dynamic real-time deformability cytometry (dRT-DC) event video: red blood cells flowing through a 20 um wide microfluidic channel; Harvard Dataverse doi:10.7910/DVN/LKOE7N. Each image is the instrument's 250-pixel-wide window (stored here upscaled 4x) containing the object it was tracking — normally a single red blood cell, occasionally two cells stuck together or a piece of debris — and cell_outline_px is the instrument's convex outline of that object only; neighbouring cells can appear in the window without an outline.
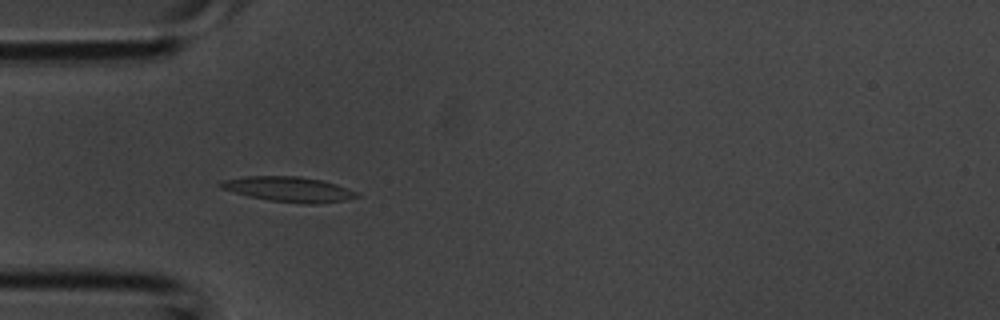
{"species": "common noctule bat (a hibernating species)", "species_latin": "Nyctalus noctula", "temperature_condition": "room temperature", "stored_images_in_passage": 3, "camera_frame_rate_fps": 3000, "um_per_image_px": 0.085, "animal": {"sex": "male", "body_mass_g": 20.1, "forearm_length_mm": 53.5}, "frame": {"image": 1, "passage_image": 2, "time_ms": 0.333, "image_size_px": [1000, 320], "cell_outline_px": [[360, 196], [344, 200], [312, 204], [304, 204], [272, 200], [248, 196], [220, 188], [216, 184], [220, 180], [244, 176], [300, 176], [324, 180], [348, 188], [356, 192]], "centroid_in_image_um": [24.5, 16.07], "position_along_channel_um": 60.5, "area_um2": 19.94}}
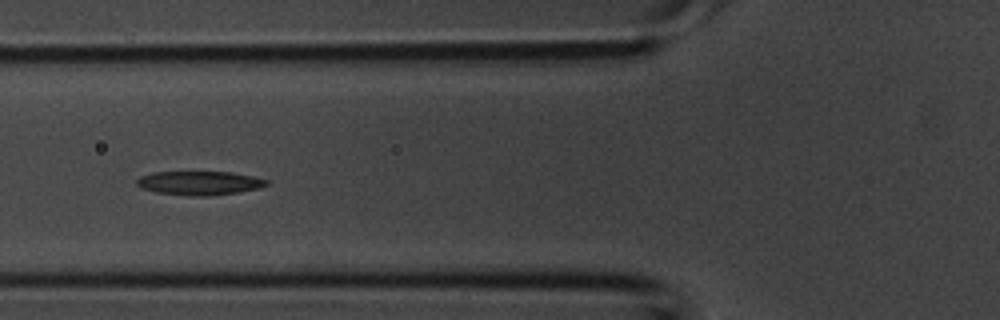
{"frame": {"image": 2, "passage_image": 3, "time_ms": 0.667, "image_size_px": [1000, 320], "cell_outline_px": [[268, 184], [260, 188], [236, 192], [208, 196], [192, 196], [156, 192], [144, 188], [136, 184], [136, 180], [140, 176], [152, 172], [232, 172], [252, 176], [268, 180]], "centroid_in_image_um": [16.95, 15.55], "position_along_channel_um": 108.8, "area_um2": 17.92}}